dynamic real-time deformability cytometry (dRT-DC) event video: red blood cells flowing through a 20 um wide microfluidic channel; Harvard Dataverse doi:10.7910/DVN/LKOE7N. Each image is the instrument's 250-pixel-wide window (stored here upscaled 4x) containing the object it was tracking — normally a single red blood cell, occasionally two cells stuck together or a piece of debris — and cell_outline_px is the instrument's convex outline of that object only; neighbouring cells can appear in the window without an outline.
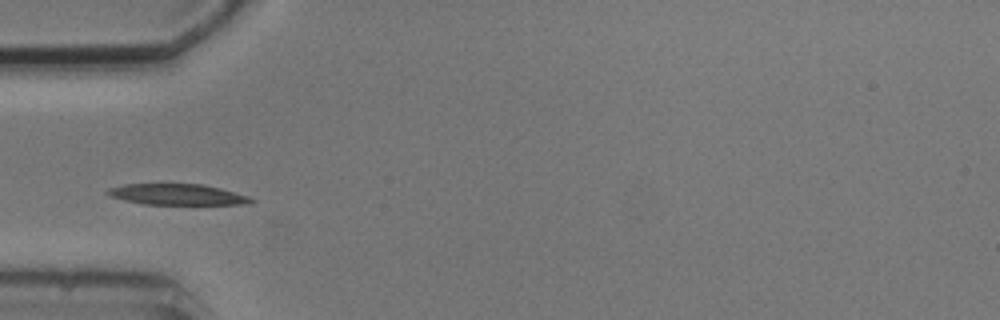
{"species": "common noctule bat (a hibernating species)", "species_latin": "Nyctalus noctula", "temperature_condition": "cold", "stored_images_in_passage": 5, "camera_frame_rate_fps": 3000, "um_per_image_px": 0.085, "animal": {"sex": "male", "body_mass_g": 20.5, "forearm_length_mm": 52.5}, "frame": {"image": 1, "passage_image": 3, "time_ms": 3.0, "image_size_px": [1000, 320], "cell_outline_px": [[256, 200], [244, 204], [144, 204], [124, 200], [108, 196], [104, 192], [108, 188], [124, 184], [200, 184], [220, 188], [248, 196]], "centroid_in_image_um": [14.99, 16.52], "position_along_channel_um": 70.0, "area_um2": 17.4}}
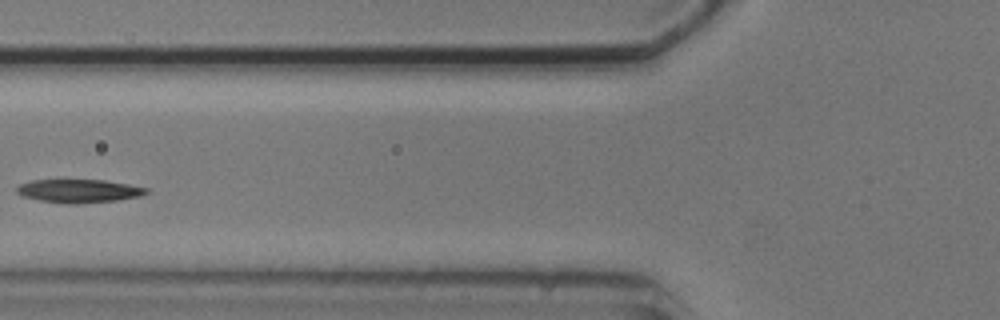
{"frame": {"image": 2, "passage_image": 4, "time_ms": 4.333, "image_size_px": [1000, 320], "cell_outline_px": [[148, 192], [140, 196], [116, 200], [72, 204], [40, 200], [24, 196], [16, 192], [16, 188], [20, 184], [32, 180], [104, 180], [128, 184], [148, 188]], "centroid_in_image_um": [6.71, 16.22], "position_along_channel_um": 119.1, "area_um2": 17.34}}
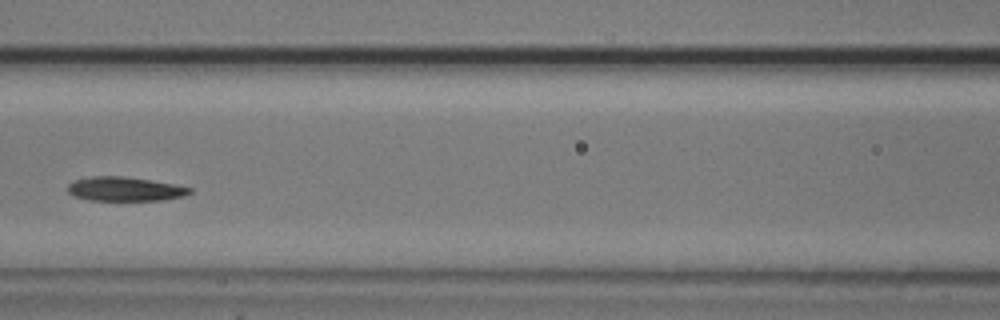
{"frame": {"image": 3, "passage_image": 5, "time_ms": 5.333, "image_size_px": [1000, 320], "cell_outline_px": [[192, 192], [184, 196], [164, 200], [88, 200], [76, 196], [68, 192], [68, 184], [72, 180], [92, 176], [120, 176], [176, 184], [192, 188]], "centroid_in_image_um": [10.62, 16.06], "position_along_channel_um": 156.0, "area_um2": 17.11}}